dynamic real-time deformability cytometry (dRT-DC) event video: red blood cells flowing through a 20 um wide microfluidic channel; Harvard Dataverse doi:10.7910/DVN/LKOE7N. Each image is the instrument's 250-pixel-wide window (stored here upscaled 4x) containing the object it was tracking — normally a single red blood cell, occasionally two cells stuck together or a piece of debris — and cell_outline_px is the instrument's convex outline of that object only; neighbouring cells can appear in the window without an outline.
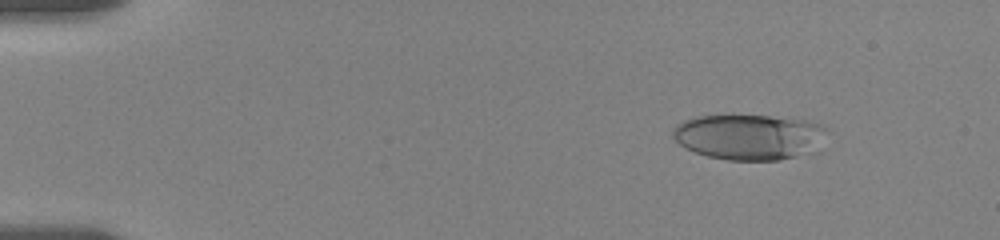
{"species": "human", "species_latin": "Homo sapiens", "temperature_condition": "room temperature", "stored_images_in_passage": 25, "camera_frame_rate_fps": 3000, "um_per_image_px": 0.085, "donor": {"sex": "female"}, "frame": {"image": 1, "passage_image": 3, "time_ms": 1.333, "image_size_px": [1000, 240], "cell_outline_px": [[832, 132], [820, 152], [780, 160], [728, 160], [708, 156], [696, 152], [680, 144], [672, 136], [672, 128], [676, 124], [684, 120], [696, 116], [768, 116], [808, 120], [824, 124]], "centroid_in_image_um": [63.86, 11.65], "position_along_channel_um": 21.1, "area_um2": 42.02}}
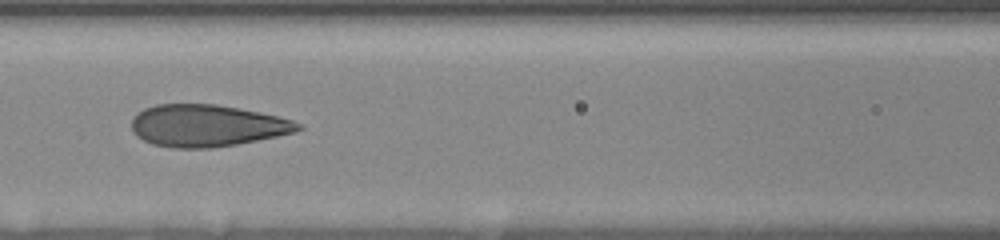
{"frame": {"image": 2, "passage_image": 16, "time_ms": 7.667, "image_size_px": [1000, 240], "cell_outline_px": [[304, 128], [296, 132], [236, 144], [212, 148], [172, 148], [152, 144], [136, 136], [132, 132], [132, 116], [136, 112], [144, 108], [156, 104], [216, 104], [276, 116], [292, 120], [300, 124]], "centroid_in_image_um": [17.53, 10.68], "position_along_channel_um": 149.1, "area_um2": 40.63}}
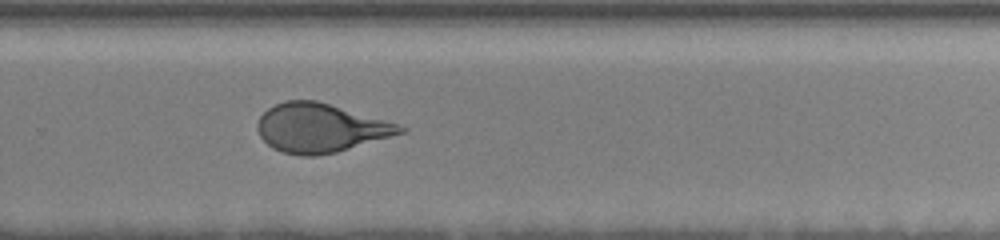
{"frame": {"image": 3, "passage_image": 25, "time_ms": 12.0, "image_size_px": [1000, 240], "cell_outline_px": [[408, 128], [404, 132], [336, 152], [316, 156], [300, 156], [284, 152], [272, 148], [260, 136], [256, 128], [256, 124], [260, 116], [268, 108], [284, 100], [316, 100], [400, 124]], "centroid_in_image_um": [27.2, 10.87], "position_along_channel_um": 302.6, "area_um2": 40.4}}